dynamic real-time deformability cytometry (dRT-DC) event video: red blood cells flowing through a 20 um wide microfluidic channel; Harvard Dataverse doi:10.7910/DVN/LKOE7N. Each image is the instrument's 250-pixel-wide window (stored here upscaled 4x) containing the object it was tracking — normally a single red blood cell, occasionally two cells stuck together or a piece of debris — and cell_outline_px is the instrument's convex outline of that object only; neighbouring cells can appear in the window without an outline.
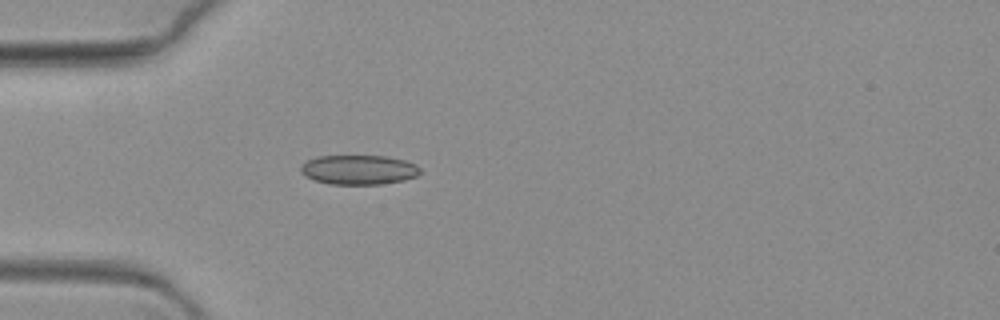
{"species": "common noctule bat (a hibernating species)", "species_latin": "Nyctalus noctula", "temperature_condition": "warm", "stored_images_in_passage": 48, "camera_frame_rate_fps": 3000, "um_per_image_px": 0.085, "animal": {"sex": "female", "body_mass_g": 19.3, "forearm_length_mm": 54.1}, "frame": {"image": 1, "passage_image": 1, "time_ms": 0.0, "image_size_px": [1000, 320], "cell_outline_px": [[420, 172], [416, 176], [404, 180], [380, 184], [328, 184], [312, 180], [304, 176], [300, 172], [300, 164], [316, 156], [384, 156], [404, 160], [416, 164], [420, 168]], "centroid_in_image_um": [30.44, 14.43], "position_along_channel_um": 54.6, "area_um2": 20.69}}
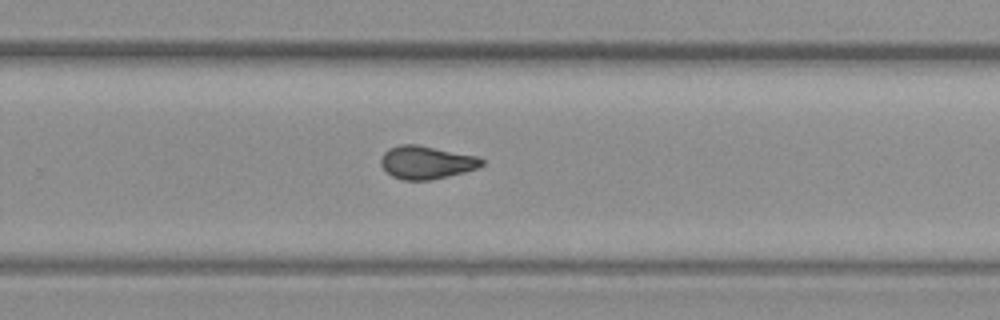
{"frame": {"image": 2, "passage_image": 25, "time_ms": 8.0, "image_size_px": [1000, 320], "cell_outline_px": [[484, 164], [476, 168], [464, 172], [432, 180], [400, 180], [392, 176], [380, 164], [380, 160], [384, 152], [388, 148], [400, 144], [416, 144], [480, 156], [484, 160]], "centroid_in_image_um": [36.25, 13.8], "position_along_channel_um": 293.6, "area_um2": 19.59}}
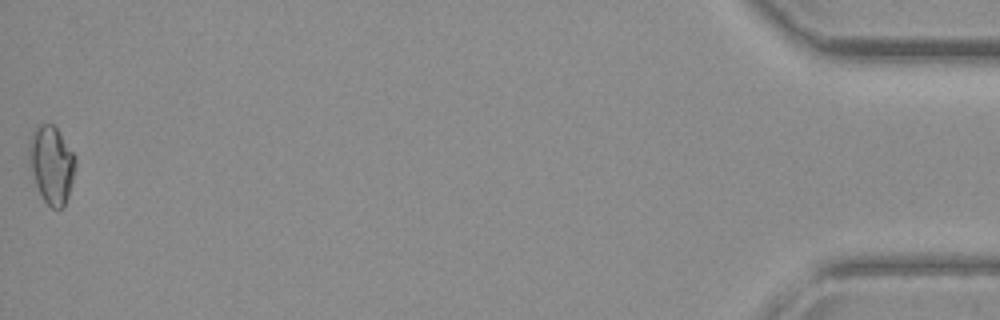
{"frame": {"image": 3, "passage_image": 48, "time_ms": 15.667, "image_size_px": [1000, 320], "cell_outline_px": [[76, 164], [68, 196], [64, 208], [52, 208], [44, 200], [36, 184], [28, 164], [28, 144], [32, 132], [40, 124], [52, 124], [56, 128], [76, 156]], "centroid_in_image_um": [4.37, 13.98], "position_along_channel_um": 430.8, "area_um2": 20.92}}